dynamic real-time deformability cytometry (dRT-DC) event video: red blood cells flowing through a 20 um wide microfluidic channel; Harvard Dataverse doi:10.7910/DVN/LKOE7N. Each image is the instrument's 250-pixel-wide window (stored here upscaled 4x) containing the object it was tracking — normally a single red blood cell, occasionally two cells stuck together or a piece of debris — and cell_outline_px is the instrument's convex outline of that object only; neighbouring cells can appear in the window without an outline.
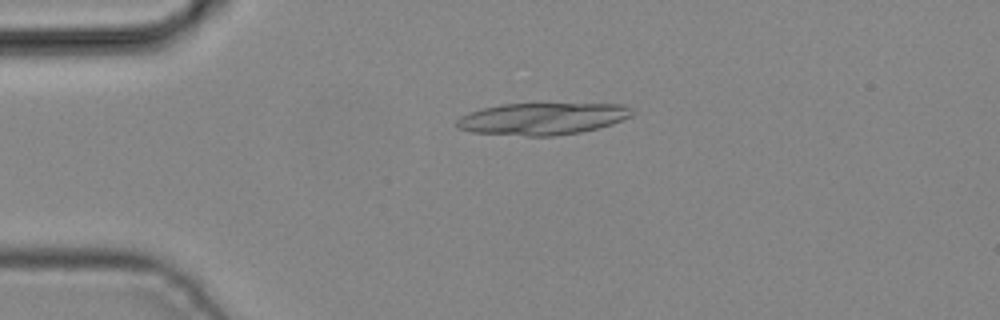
{"species": "common noctule bat (a hibernating species)", "species_latin": "Nyctalus noctula", "temperature_condition": "cold", "stored_images_in_passage": 4, "camera_frame_rate_fps": 3000, "um_per_image_px": 0.085, "animal": {"sex": "male", "body_mass_g": 19.2, "forearm_length_mm": 51.8}, "frame": {"image": 1, "passage_image": 3, "time_ms": 0.667, "image_size_px": [1000, 320], "cell_outline_px": [[636, 112], [632, 116], [612, 124], [600, 128], [580, 132], [556, 136], [528, 136], [472, 132], [456, 128], [456, 120], [460, 116], [468, 112], [480, 108], [500, 104], [624, 104], [632, 108]], "centroid_in_image_um": [46.1, 10.09], "position_along_channel_um": 38.9, "area_um2": 33.0}}